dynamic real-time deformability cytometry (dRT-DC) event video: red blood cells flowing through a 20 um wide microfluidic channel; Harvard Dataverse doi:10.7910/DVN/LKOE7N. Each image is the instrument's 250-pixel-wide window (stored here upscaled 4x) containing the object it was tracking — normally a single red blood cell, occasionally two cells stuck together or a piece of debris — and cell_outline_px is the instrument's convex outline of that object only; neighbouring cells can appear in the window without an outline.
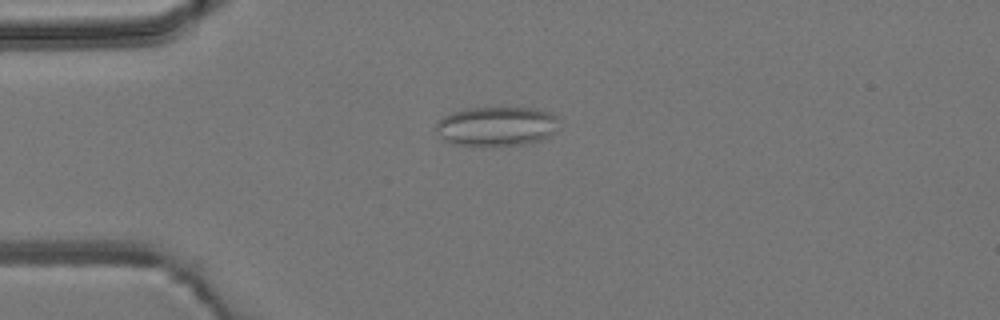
{"species": "common noctule bat (a hibernating species)", "species_latin": "Nyctalus noctula", "temperature_condition": "room temperature", "stored_images_in_passage": 5, "camera_frame_rate_fps": 3000, "um_per_image_px": 0.085, "animal": {"sex": "male", "body_mass_g": 19.2, "forearm_length_mm": 51.8}, "frame": {"image": 1, "passage_image": 3, "time_ms": 3.0, "image_size_px": [1000, 320], "cell_outline_px": [[556, 116], [552, 132], [548, 136], [540, 140], [524, 144], [480, 148], [452, 144], [444, 140], [432, 128], [436, 120], [452, 112], [468, 108], [532, 108], [552, 112]], "centroid_in_image_um": [42.07, 10.77], "position_along_channel_um": 42.9, "area_um2": 28.78}}